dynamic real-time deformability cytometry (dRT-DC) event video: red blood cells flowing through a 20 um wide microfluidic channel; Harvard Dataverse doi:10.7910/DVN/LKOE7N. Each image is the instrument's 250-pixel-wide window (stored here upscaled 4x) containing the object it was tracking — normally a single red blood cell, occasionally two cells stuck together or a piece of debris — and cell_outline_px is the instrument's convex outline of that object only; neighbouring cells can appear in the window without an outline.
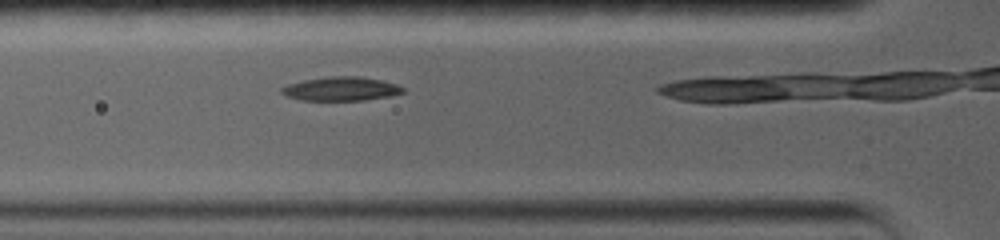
{"species": "common noctule bat (a hibernating species)", "species_latin": "Nyctalus noctula", "temperature_condition": "warm", "stored_images_in_passage": 42, "camera_frame_rate_fps": 5000, "um_per_image_px": 0.085, "animal": {"sex": "female", "body_mass_g": 19.0, "forearm_length_mm": 56.7}, "frame": {"image": 1, "passage_image": 4, "time_ms": 1.0, "image_size_px": [1000, 240], "cell_outline_px": [[404, 92], [388, 96], [364, 100], [300, 100], [288, 96], [280, 92], [280, 88], [288, 84], [304, 80], [328, 76], [360, 76], [380, 80], [396, 84], [404, 88]], "centroid_in_image_um": [28.96, 7.54], "position_along_channel_um": 96.8, "area_um2": 16.76}}
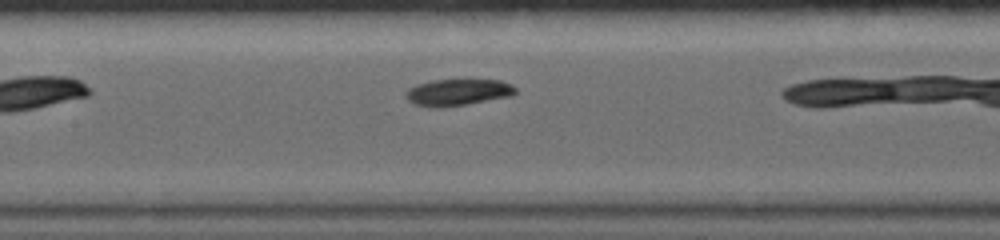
{"frame": {"image": 2, "passage_image": 12, "time_ms": 3.0, "image_size_px": [1000, 240], "cell_outline_px": [[516, 92], [512, 96], [468, 104], [444, 108], [432, 108], [412, 104], [404, 96], [404, 92], [408, 88], [416, 84], [432, 80], [464, 76], [500, 80], [512, 84], [516, 88]], "centroid_in_image_um": [38.9, 7.8], "position_along_channel_um": 168.5, "area_um2": 18.38}}
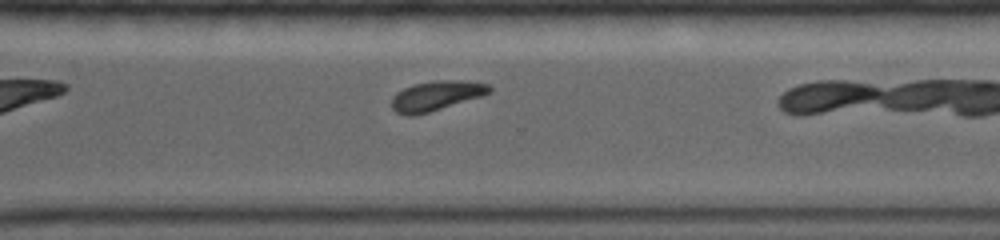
{"frame": {"image": 3, "passage_image": 32, "time_ms": 7.6, "image_size_px": [1000, 240], "cell_outline_px": [[492, 92], [484, 96], [428, 112], [412, 116], [408, 116], [396, 112], [392, 108], [392, 96], [396, 92], [412, 84], [436, 80], [460, 80], [492, 84]], "centroid_in_image_um": [37.12, 8.12], "position_along_channel_um": 333.5, "area_um2": 17.17}}